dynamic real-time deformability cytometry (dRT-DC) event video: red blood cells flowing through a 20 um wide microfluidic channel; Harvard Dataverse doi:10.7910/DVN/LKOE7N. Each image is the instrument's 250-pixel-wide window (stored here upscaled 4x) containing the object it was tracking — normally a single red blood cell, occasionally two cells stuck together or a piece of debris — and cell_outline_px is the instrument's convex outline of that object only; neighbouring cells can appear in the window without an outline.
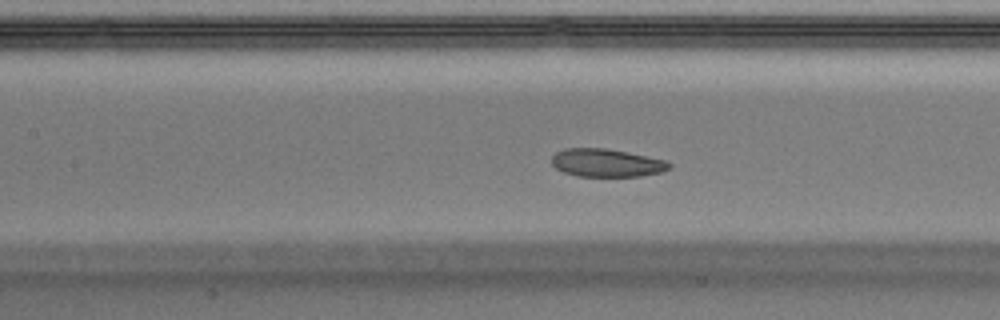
{"species": "Egyptian fruit bat (a non-hibernating species)", "species_latin": "Rousettus aegyptiacus", "temperature_condition": "warm", "stored_images_in_passage": 48, "camera_frame_rate_fps": 3000, "um_per_image_px": 0.085, "animal": {"sex": "male"}, "frame": {"image": 1, "passage_image": 20, "time_ms": 6.333, "image_size_px": [1000, 320], "cell_outline_px": [[672, 164], [668, 168], [660, 172], [640, 176], [576, 176], [564, 172], [556, 168], [552, 164], [552, 156], [556, 152], [564, 148], [604, 148], [628, 152], [664, 160]], "centroid_in_image_um": [51.51, 13.84], "position_along_channel_um": 155.9, "area_um2": 19.02}}
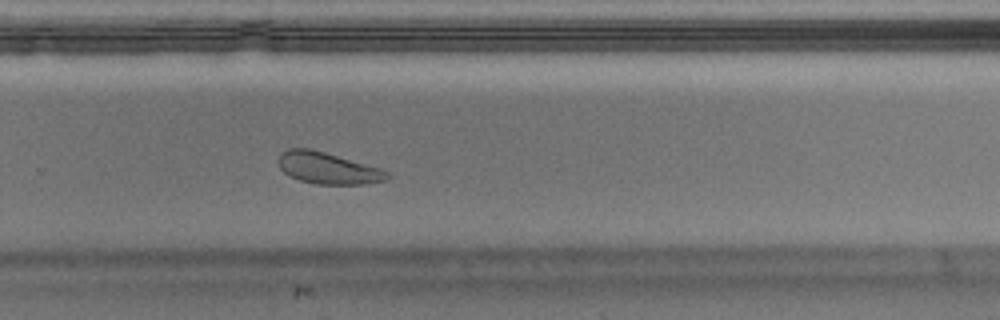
{"frame": {"image": 2, "passage_image": 31, "time_ms": 10.0, "image_size_px": [1000, 320], "cell_outline_px": [[392, 176], [388, 180], [364, 184], [316, 184], [300, 180], [288, 176], [280, 168], [276, 160], [280, 152], [288, 148], [308, 148], [324, 152], [380, 168], [388, 172]], "centroid_in_image_um": [27.84, 14.29], "position_along_channel_um": 302.0, "area_um2": 20.17}}
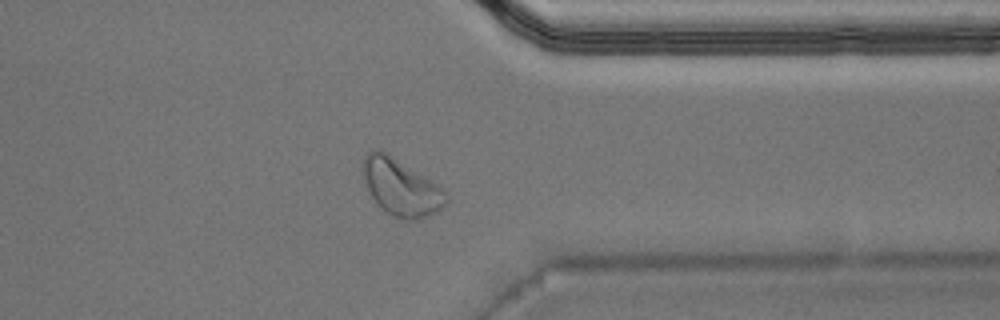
{"frame": {"image": 3, "passage_image": 37, "time_ms": 12.0, "image_size_px": [1000, 320], "cell_outline_px": [[448, 204], [436, 212], [416, 220], [404, 220], [392, 216], [372, 196], [364, 180], [360, 168], [360, 164], [364, 156], [372, 148], [380, 148], [432, 180], [444, 188], [448, 196]], "centroid_in_image_um": [34.09, 15.88], "position_along_channel_um": 377.3, "area_um2": 27.8}, "authors_computed_cell_mechanics": {"area_um2": 20.7213, "velocity_mm_per_s": 3.996, "shape_relaxation_time_tau1_ms": 2.6196, "shape_relaxation_time_tau2_ms": 5.0468, "deformation_change_tau1": 0.0942, "deformation_change_tau2": 0.1181}}